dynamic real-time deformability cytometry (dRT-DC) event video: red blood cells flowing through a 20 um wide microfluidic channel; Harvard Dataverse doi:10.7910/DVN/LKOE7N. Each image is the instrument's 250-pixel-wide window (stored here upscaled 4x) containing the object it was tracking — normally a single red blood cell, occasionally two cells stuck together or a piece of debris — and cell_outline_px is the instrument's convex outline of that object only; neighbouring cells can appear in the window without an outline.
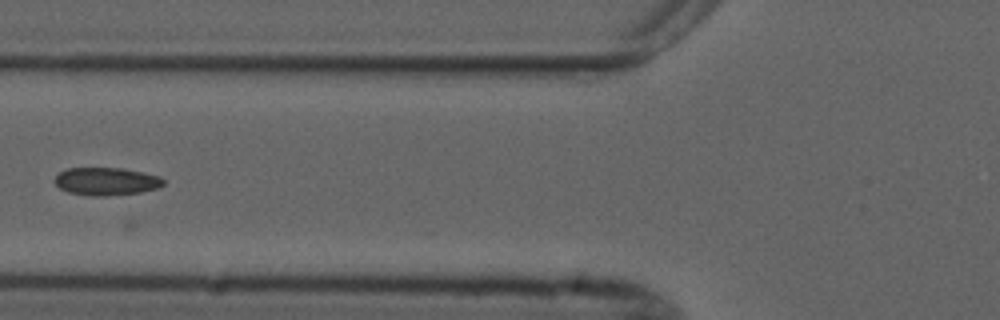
{"species": "common noctule bat (a hibernating species)", "species_latin": "Nyctalus noctula", "temperature_condition": "cold", "stored_images_in_passage": 9, "camera_frame_rate_fps": 3000, "um_per_image_px": 0.085, "animal": {"sex": "male", "forearm_length_mm": 52.5}, "frame": {"image": 1, "passage_image": 6, "time_ms": 6.0, "image_size_px": [1000, 320], "cell_outline_px": [[164, 184], [156, 188], [140, 192], [108, 196], [92, 196], [68, 192], [60, 188], [56, 184], [56, 176], [60, 172], [68, 168], [120, 168], [160, 176], [164, 180]], "centroid_in_image_um": [9.03, 15.42], "position_along_channel_um": 116.8, "area_um2": 17.4}}
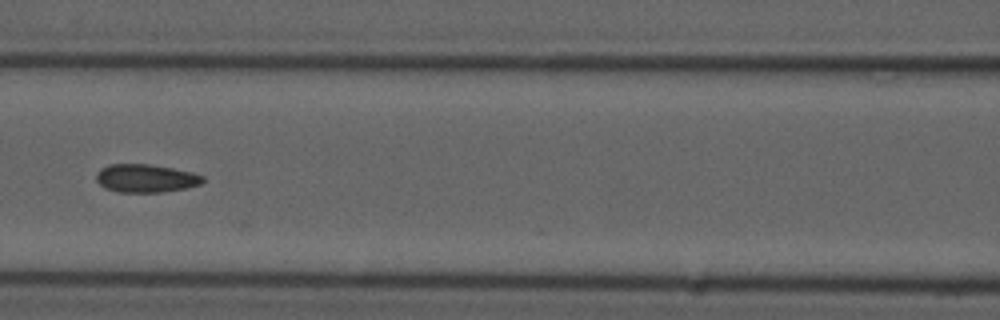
{"frame": {"image": 2, "passage_image": 7, "time_ms": 7.0, "image_size_px": [1000, 320], "cell_outline_px": [[204, 180], [200, 184], [184, 188], [164, 192], [116, 192], [104, 188], [96, 180], [96, 172], [100, 168], [108, 164], [148, 164], [172, 168], [192, 172], [204, 176]], "centroid_in_image_um": [12.35, 15.15], "position_along_channel_um": 154.3, "area_um2": 17.57}}
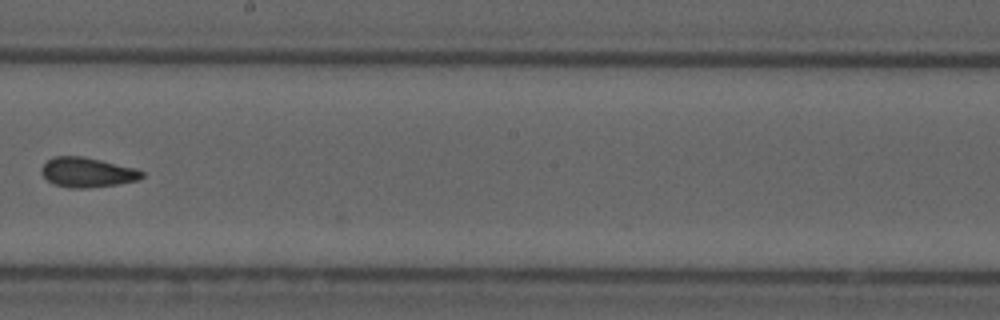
{"frame": {"image": 3, "passage_image": 9, "time_ms": 9.333, "image_size_px": [1000, 320], "cell_outline_px": [[144, 176], [140, 180], [116, 184], [84, 188], [72, 188], [52, 184], [40, 172], [40, 168], [52, 156], [84, 156], [136, 168], [144, 172]], "centroid_in_image_um": [7.42, 14.64], "position_along_channel_um": 240.8, "area_um2": 17.51}}